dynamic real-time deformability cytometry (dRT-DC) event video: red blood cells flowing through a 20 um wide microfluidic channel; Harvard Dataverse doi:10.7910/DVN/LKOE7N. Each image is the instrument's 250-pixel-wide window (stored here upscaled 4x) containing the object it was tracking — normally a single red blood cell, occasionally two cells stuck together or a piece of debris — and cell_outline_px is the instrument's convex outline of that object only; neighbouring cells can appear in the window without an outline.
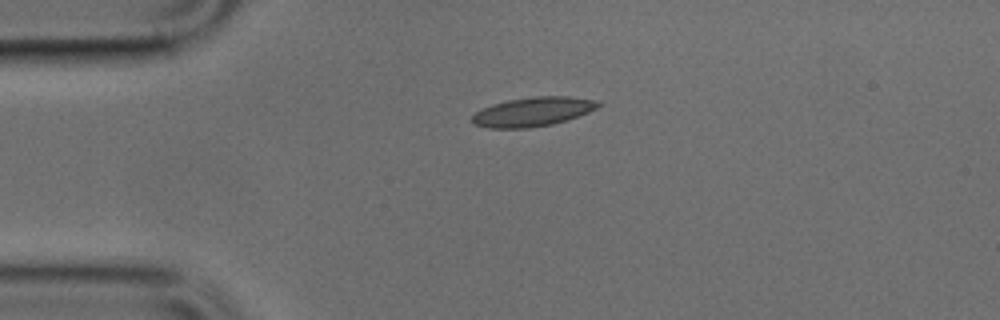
{"species": "common noctule bat (a hibernating species)", "species_latin": "Nyctalus noctula", "temperature_condition": "cold", "stored_images_in_passage": 39, "camera_frame_rate_fps": 3000, "um_per_image_px": 0.085, "animal": {"sex": "male", "body_mass_g": 17.9, "forearm_length_mm": 54.2}, "frame": {"image": 1, "passage_image": 1, "time_ms": 0.0, "image_size_px": [1000, 320], "cell_outline_px": [[600, 104], [596, 108], [588, 112], [552, 124], [528, 128], [488, 128], [476, 124], [468, 120], [476, 112], [492, 104], [508, 100], [536, 96], [568, 96], [596, 100]], "centroid_in_image_um": [45.25, 9.5], "position_along_channel_um": 39.8, "area_um2": 21.15}}
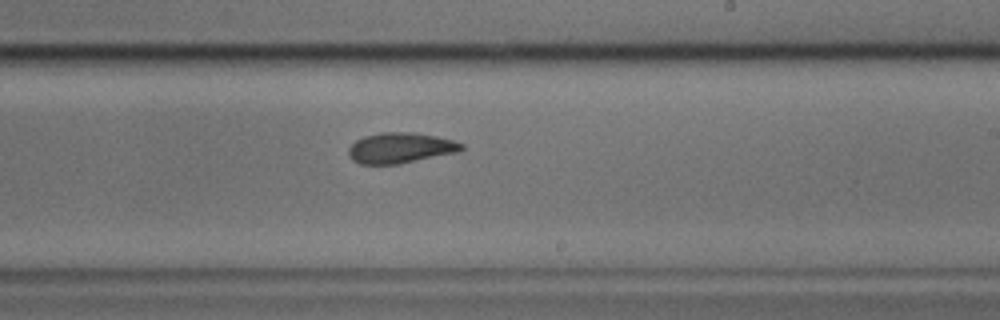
{"frame": {"image": 2, "passage_image": 19, "time_ms": 6.0, "image_size_px": [1000, 320], "cell_outline_px": [[464, 148], [460, 152], [400, 164], [360, 164], [352, 160], [348, 156], [348, 148], [356, 140], [364, 136], [380, 132], [412, 132], [436, 136], [452, 140], [464, 144]], "centroid_in_image_um": [34.04, 12.58], "position_along_channel_um": 255.0, "area_um2": 20.35}}
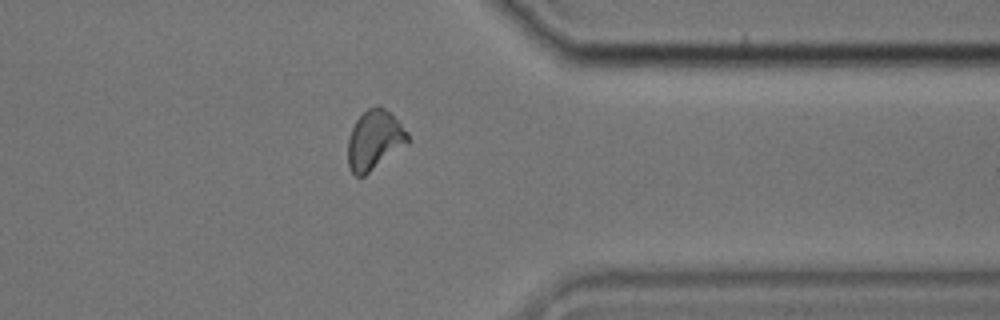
{"frame": {"image": 3, "passage_image": 29, "time_ms": 9.333, "image_size_px": [1000, 320], "cell_outline_px": [[408, 140], [364, 176], [356, 176], [352, 172], [348, 164], [348, 140], [352, 128], [356, 120], [368, 108], [380, 104], [408, 132]], "centroid_in_image_um": [31.77, 11.88], "position_along_channel_um": 379.6, "area_um2": 19.88}}